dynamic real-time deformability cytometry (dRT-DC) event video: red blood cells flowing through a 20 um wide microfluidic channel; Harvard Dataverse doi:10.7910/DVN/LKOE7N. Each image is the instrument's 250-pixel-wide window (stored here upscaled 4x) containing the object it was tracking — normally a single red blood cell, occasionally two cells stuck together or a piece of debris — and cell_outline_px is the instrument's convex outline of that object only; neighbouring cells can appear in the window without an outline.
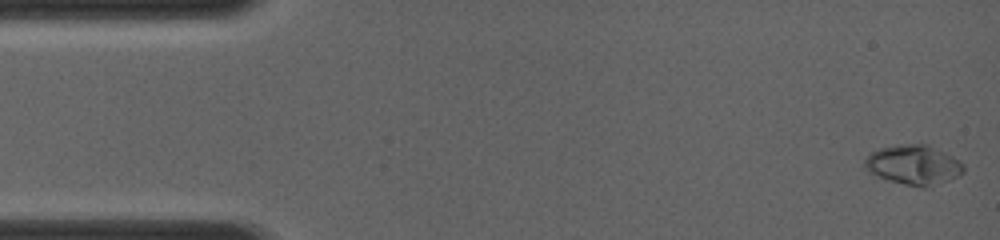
{"species": "common noctule bat (a hibernating species)", "species_latin": "Nyctalus noctula", "temperature_condition": "room temperature", "stored_images_in_passage": 35, "camera_frame_rate_fps": 4000, "um_per_image_px": 0.085, "animal": {"sex": "female", "body_mass_g": 19.0, "forearm_length_mm": 56.7}, "frame": {"image": 1, "passage_image": 1, "time_ms": 0.0, "image_size_px": [1000, 240], "cell_outline_px": [[964, 172], [932, 188], [920, 188], [888, 180], [864, 168], [864, 160], [868, 152], [880, 148], [900, 144], [928, 144], [960, 160], [964, 164]], "centroid_in_image_um": [77.67, 14.02], "position_along_channel_um": 7.3, "area_um2": 23.06}}
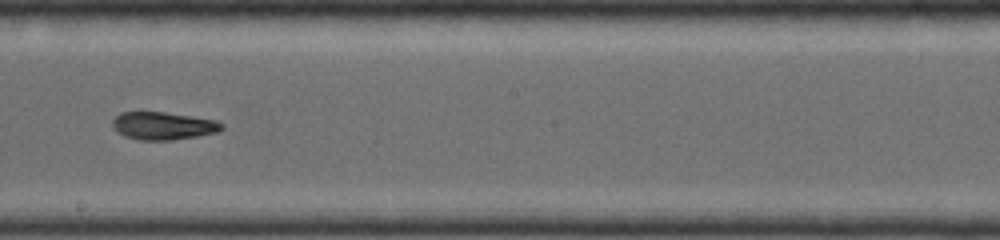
{"frame": {"image": 2, "passage_image": 20, "time_ms": 7.5, "image_size_px": [1000, 240], "cell_outline_px": [[224, 128], [220, 132], [172, 140], [140, 140], [124, 136], [116, 132], [112, 124], [112, 120], [120, 112], [164, 112], [192, 116], [216, 120], [224, 124]], "centroid_in_image_um": [13.88, 10.69], "position_along_channel_um": 234.3, "area_um2": 17.8}}
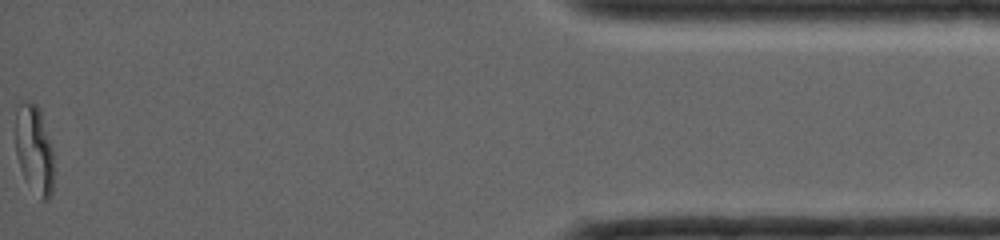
{"frame": {"image": 3, "passage_image": 35, "time_ms": 13.25, "image_size_px": [1000, 240], "cell_outline_px": [[56, 168], [52, 192], [48, 200], [40, 200], [24, 176], [20, 168], [16, 152], [16, 104], [20, 100], [32, 100], [40, 108], [52, 148]], "centroid_in_image_um": [2.94, 12.67], "position_along_channel_um": 432.3, "area_um2": 20.46}}